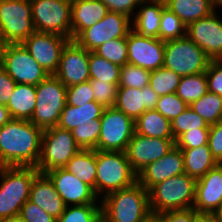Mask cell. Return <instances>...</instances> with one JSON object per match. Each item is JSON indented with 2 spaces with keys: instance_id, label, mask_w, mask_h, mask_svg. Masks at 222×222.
<instances>
[{
  "instance_id": "6da1fadb",
  "label": "cell",
  "mask_w": 222,
  "mask_h": 222,
  "mask_svg": "<svg viewBox=\"0 0 222 222\" xmlns=\"http://www.w3.org/2000/svg\"><path fill=\"white\" fill-rule=\"evenodd\" d=\"M43 130L31 121L11 119L0 127V157L6 166L36 167Z\"/></svg>"
},
{
  "instance_id": "7a4b0ae2",
  "label": "cell",
  "mask_w": 222,
  "mask_h": 222,
  "mask_svg": "<svg viewBox=\"0 0 222 222\" xmlns=\"http://www.w3.org/2000/svg\"><path fill=\"white\" fill-rule=\"evenodd\" d=\"M40 172L33 166H5L0 169V220L17 216L29 200L34 178Z\"/></svg>"
},
{
  "instance_id": "3957f363",
  "label": "cell",
  "mask_w": 222,
  "mask_h": 222,
  "mask_svg": "<svg viewBox=\"0 0 222 222\" xmlns=\"http://www.w3.org/2000/svg\"><path fill=\"white\" fill-rule=\"evenodd\" d=\"M136 182L137 173L125 152L96 150V195L100 200Z\"/></svg>"
},
{
  "instance_id": "277c9868",
  "label": "cell",
  "mask_w": 222,
  "mask_h": 222,
  "mask_svg": "<svg viewBox=\"0 0 222 222\" xmlns=\"http://www.w3.org/2000/svg\"><path fill=\"white\" fill-rule=\"evenodd\" d=\"M101 206L112 222H143L151 214L148 191L138 181L105 196Z\"/></svg>"
},
{
  "instance_id": "5b68a950",
  "label": "cell",
  "mask_w": 222,
  "mask_h": 222,
  "mask_svg": "<svg viewBox=\"0 0 222 222\" xmlns=\"http://www.w3.org/2000/svg\"><path fill=\"white\" fill-rule=\"evenodd\" d=\"M196 180L186 173L173 176L148 190L151 214L192 208L195 200Z\"/></svg>"
},
{
  "instance_id": "8992f818",
  "label": "cell",
  "mask_w": 222,
  "mask_h": 222,
  "mask_svg": "<svg viewBox=\"0 0 222 222\" xmlns=\"http://www.w3.org/2000/svg\"><path fill=\"white\" fill-rule=\"evenodd\" d=\"M67 87L54 75L36 85V105L31 122L42 130L58 125L66 104Z\"/></svg>"
},
{
  "instance_id": "52a82bcc",
  "label": "cell",
  "mask_w": 222,
  "mask_h": 222,
  "mask_svg": "<svg viewBox=\"0 0 222 222\" xmlns=\"http://www.w3.org/2000/svg\"><path fill=\"white\" fill-rule=\"evenodd\" d=\"M80 150L69 130L58 126L48 128L42 133L41 154L35 168L42 174L63 168Z\"/></svg>"
},
{
  "instance_id": "ba28073f",
  "label": "cell",
  "mask_w": 222,
  "mask_h": 222,
  "mask_svg": "<svg viewBox=\"0 0 222 222\" xmlns=\"http://www.w3.org/2000/svg\"><path fill=\"white\" fill-rule=\"evenodd\" d=\"M210 60L187 36L165 42L163 66L181 77L205 72Z\"/></svg>"
},
{
  "instance_id": "9c48e42d",
  "label": "cell",
  "mask_w": 222,
  "mask_h": 222,
  "mask_svg": "<svg viewBox=\"0 0 222 222\" xmlns=\"http://www.w3.org/2000/svg\"><path fill=\"white\" fill-rule=\"evenodd\" d=\"M30 3L36 31L71 39V0H30Z\"/></svg>"
},
{
  "instance_id": "30bf717a",
  "label": "cell",
  "mask_w": 222,
  "mask_h": 222,
  "mask_svg": "<svg viewBox=\"0 0 222 222\" xmlns=\"http://www.w3.org/2000/svg\"><path fill=\"white\" fill-rule=\"evenodd\" d=\"M35 31L30 0H0V32L10 44L23 43Z\"/></svg>"
},
{
  "instance_id": "8fae6325",
  "label": "cell",
  "mask_w": 222,
  "mask_h": 222,
  "mask_svg": "<svg viewBox=\"0 0 222 222\" xmlns=\"http://www.w3.org/2000/svg\"><path fill=\"white\" fill-rule=\"evenodd\" d=\"M100 121L97 150L125 152L135 133V121L114 106L104 109Z\"/></svg>"
},
{
  "instance_id": "7c38bea8",
  "label": "cell",
  "mask_w": 222,
  "mask_h": 222,
  "mask_svg": "<svg viewBox=\"0 0 222 222\" xmlns=\"http://www.w3.org/2000/svg\"><path fill=\"white\" fill-rule=\"evenodd\" d=\"M131 29L132 22L128 16L109 11L103 19L83 30L74 41L87 51L93 52L109 40L127 37Z\"/></svg>"
},
{
  "instance_id": "4fadbf2b",
  "label": "cell",
  "mask_w": 222,
  "mask_h": 222,
  "mask_svg": "<svg viewBox=\"0 0 222 222\" xmlns=\"http://www.w3.org/2000/svg\"><path fill=\"white\" fill-rule=\"evenodd\" d=\"M2 67L16 83L21 84L36 86L50 75L33 59L22 43L8 45Z\"/></svg>"
},
{
  "instance_id": "5bb4252c",
  "label": "cell",
  "mask_w": 222,
  "mask_h": 222,
  "mask_svg": "<svg viewBox=\"0 0 222 222\" xmlns=\"http://www.w3.org/2000/svg\"><path fill=\"white\" fill-rule=\"evenodd\" d=\"M70 40L58 34L35 31L22 44L39 65L54 74L63 48Z\"/></svg>"
},
{
  "instance_id": "9a60e30c",
  "label": "cell",
  "mask_w": 222,
  "mask_h": 222,
  "mask_svg": "<svg viewBox=\"0 0 222 222\" xmlns=\"http://www.w3.org/2000/svg\"><path fill=\"white\" fill-rule=\"evenodd\" d=\"M222 15L218 9L206 17L190 23L186 36L212 59H222Z\"/></svg>"
},
{
  "instance_id": "2e32d148",
  "label": "cell",
  "mask_w": 222,
  "mask_h": 222,
  "mask_svg": "<svg viewBox=\"0 0 222 222\" xmlns=\"http://www.w3.org/2000/svg\"><path fill=\"white\" fill-rule=\"evenodd\" d=\"M128 63L150 71L164 65L165 41L130 30L127 34Z\"/></svg>"
},
{
  "instance_id": "e0dca14e",
  "label": "cell",
  "mask_w": 222,
  "mask_h": 222,
  "mask_svg": "<svg viewBox=\"0 0 222 222\" xmlns=\"http://www.w3.org/2000/svg\"><path fill=\"white\" fill-rule=\"evenodd\" d=\"M175 146V139L152 138L134 133L125 150L132 169L138 174L148 164L165 156Z\"/></svg>"
},
{
  "instance_id": "ac0fdd59",
  "label": "cell",
  "mask_w": 222,
  "mask_h": 222,
  "mask_svg": "<svg viewBox=\"0 0 222 222\" xmlns=\"http://www.w3.org/2000/svg\"><path fill=\"white\" fill-rule=\"evenodd\" d=\"M54 75L66 87L89 81V51L70 40L63 48Z\"/></svg>"
},
{
  "instance_id": "d6986e66",
  "label": "cell",
  "mask_w": 222,
  "mask_h": 222,
  "mask_svg": "<svg viewBox=\"0 0 222 222\" xmlns=\"http://www.w3.org/2000/svg\"><path fill=\"white\" fill-rule=\"evenodd\" d=\"M45 174L53 182L66 206L101 203L91 186L64 168L52 169Z\"/></svg>"
},
{
  "instance_id": "ffe728a7",
  "label": "cell",
  "mask_w": 222,
  "mask_h": 222,
  "mask_svg": "<svg viewBox=\"0 0 222 222\" xmlns=\"http://www.w3.org/2000/svg\"><path fill=\"white\" fill-rule=\"evenodd\" d=\"M193 208L198 213H215L222 208V164L196 180Z\"/></svg>"
},
{
  "instance_id": "44dd1931",
  "label": "cell",
  "mask_w": 222,
  "mask_h": 222,
  "mask_svg": "<svg viewBox=\"0 0 222 222\" xmlns=\"http://www.w3.org/2000/svg\"><path fill=\"white\" fill-rule=\"evenodd\" d=\"M185 173L181 149L174 146L165 156L148 164L137 174V181L148 191L170 177Z\"/></svg>"
},
{
  "instance_id": "7402d4cb",
  "label": "cell",
  "mask_w": 222,
  "mask_h": 222,
  "mask_svg": "<svg viewBox=\"0 0 222 222\" xmlns=\"http://www.w3.org/2000/svg\"><path fill=\"white\" fill-rule=\"evenodd\" d=\"M158 99L149 85L142 89L118 87L114 107L135 121L146 110L156 109Z\"/></svg>"
},
{
  "instance_id": "603a6c76",
  "label": "cell",
  "mask_w": 222,
  "mask_h": 222,
  "mask_svg": "<svg viewBox=\"0 0 222 222\" xmlns=\"http://www.w3.org/2000/svg\"><path fill=\"white\" fill-rule=\"evenodd\" d=\"M29 200L56 220L66 207L53 182L46 174L42 173H39L32 182Z\"/></svg>"
},
{
  "instance_id": "cb8c5ba5",
  "label": "cell",
  "mask_w": 222,
  "mask_h": 222,
  "mask_svg": "<svg viewBox=\"0 0 222 222\" xmlns=\"http://www.w3.org/2000/svg\"><path fill=\"white\" fill-rule=\"evenodd\" d=\"M109 12L101 0H71V40Z\"/></svg>"
},
{
  "instance_id": "d4e9b609",
  "label": "cell",
  "mask_w": 222,
  "mask_h": 222,
  "mask_svg": "<svg viewBox=\"0 0 222 222\" xmlns=\"http://www.w3.org/2000/svg\"><path fill=\"white\" fill-rule=\"evenodd\" d=\"M165 6V3L156 1L139 4L131 20L132 30L143 36L159 38L161 14Z\"/></svg>"
},
{
  "instance_id": "484cf974",
  "label": "cell",
  "mask_w": 222,
  "mask_h": 222,
  "mask_svg": "<svg viewBox=\"0 0 222 222\" xmlns=\"http://www.w3.org/2000/svg\"><path fill=\"white\" fill-rule=\"evenodd\" d=\"M36 105V86L16 83L6 107L11 119L30 121Z\"/></svg>"
},
{
  "instance_id": "4316f807",
  "label": "cell",
  "mask_w": 222,
  "mask_h": 222,
  "mask_svg": "<svg viewBox=\"0 0 222 222\" xmlns=\"http://www.w3.org/2000/svg\"><path fill=\"white\" fill-rule=\"evenodd\" d=\"M104 109L105 107L96 101L80 107L65 104L57 126L71 131L80 124L94 123L95 119L101 118Z\"/></svg>"
},
{
  "instance_id": "83f0119b",
  "label": "cell",
  "mask_w": 222,
  "mask_h": 222,
  "mask_svg": "<svg viewBox=\"0 0 222 222\" xmlns=\"http://www.w3.org/2000/svg\"><path fill=\"white\" fill-rule=\"evenodd\" d=\"M181 151L185 173L195 180L202 178L219 164L212 156L208 144Z\"/></svg>"
},
{
  "instance_id": "f1b7e54d",
  "label": "cell",
  "mask_w": 222,
  "mask_h": 222,
  "mask_svg": "<svg viewBox=\"0 0 222 222\" xmlns=\"http://www.w3.org/2000/svg\"><path fill=\"white\" fill-rule=\"evenodd\" d=\"M165 5L182 20L186 27L217 9L214 0H168Z\"/></svg>"
},
{
  "instance_id": "f546056e",
  "label": "cell",
  "mask_w": 222,
  "mask_h": 222,
  "mask_svg": "<svg viewBox=\"0 0 222 222\" xmlns=\"http://www.w3.org/2000/svg\"><path fill=\"white\" fill-rule=\"evenodd\" d=\"M135 133L162 139H174L171 122L157 110H146L135 120Z\"/></svg>"
},
{
  "instance_id": "4dcf8cb0",
  "label": "cell",
  "mask_w": 222,
  "mask_h": 222,
  "mask_svg": "<svg viewBox=\"0 0 222 222\" xmlns=\"http://www.w3.org/2000/svg\"><path fill=\"white\" fill-rule=\"evenodd\" d=\"M63 168L91 186L96 193V150L81 149Z\"/></svg>"
},
{
  "instance_id": "1f68e13d",
  "label": "cell",
  "mask_w": 222,
  "mask_h": 222,
  "mask_svg": "<svg viewBox=\"0 0 222 222\" xmlns=\"http://www.w3.org/2000/svg\"><path fill=\"white\" fill-rule=\"evenodd\" d=\"M208 92L206 73L181 77L176 95L188 106Z\"/></svg>"
},
{
  "instance_id": "d6a6232c",
  "label": "cell",
  "mask_w": 222,
  "mask_h": 222,
  "mask_svg": "<svg viewBox=\"0 0 222 222\" xmlns=\"http://www.w3.org/2000/svg\"><path fill=\"white\" fill-rule=\"evenodd\" d=\"M189 107L200 115L209 126L222 121V96L207 92Z\"/></svg>"
},
{
  "instance_id": "836d02e7",
  "label": "cell",
  "mask_w": 222,
  "mask_h": 222,
  "mask_svg": "<svg viewBox=\"0 0 222 222\" xmlns=\"http://www.w3.org/2000/svg\"><path fill=\"white\" fill-rule=\"evenodd\" d=\"M120 66L113 64L94 52H89L90 80H99L107 83H118Z\"/></svg>"
},
{
  "instance_id": "e575fe53",
  "label": "cell",
  "mask_w": 222,
  "mask_h": 222,
  "mask_svg": "<svg viewBox=\"0 0 222 222\" xmlns=\"http://www.w3.org/2000/svg\"><path fill=\"white\" fill-rule=\"evenodd\" d=\"M181 76L164 66L151 71L149 86L157 93L163 96L176 93Z\"/></svg>"
},
{
  "instance_id": "d590c367",
  "label": "cell",
  "mask_w": 222,
  "mask_h": 222,
  "mask_svg": "<svg viewBox=\"0 0 222 222\" xmlns=\"http://www.w3.org/2000/svg\"><path fill=\"white\" fill-rule=\"evenodd\" d=\"M103 213L101 203L66 206L57 222H95Z\"/></svg>"
},
{
  "instance_id": "8d00e7d4",
  "label": "cell",
  "mask_w": 222,
  "mask_h": 222,
  "mask_svg": "<svg viewBox=\"0 0 222 222\" xmlns=\"http://www.w3.org/2000/svg\"><path fill=\"white\" fill-rule=\"evenodd\" d=\"M208 123L190 107L183 111L171 122V131L176 140L189 130H209Z\"/></svg>"
},
{
  "instance_id": "74e56055",
  "label": "cell",
  "mask_w": 222,
  "mask_h": 222,
  "mask_svg": "<svg viewBox=\"0 0 222 222\" xmlns=\"http://www.w3.org/2000/svg\"><path fill=\"white\" fill-rule=\"evenodd\" d=\"M186 25L166 6L162 9L159 39L169 41L186 36Z\"/></svg>"
},
{
  "instance_id": "f35d334b",
  "label": "cell",
  "mask_w": 222,
  "mask_h": 222,
  "mask_svg": "<svg viewBox=\"0 0 222 222\" xmlns=\"http://www.w3.org/2000/svg\"><path fill=\"white\" fill-rule=\"evenodd\" d=\"M93 52L120 67L128 63L126 37L109 40L100 45Z\"/></svg>"
},
{
  "instance_id": "ab89813d",
  "label": "cell",
  "mask_w": 222,
  "mask_h": 222,
  "mask_svg": "<svg viewBox=\"0 0 222 222\" xmlns=\"http://www.w3.org/2000/svg\"><path fill=\"white\" fill-rule=\"evenodd\" d=\"M70 132L81 149L97 150L101 121L100 119H95L94 123L80 124Z\"/></svg>"
},
{
  "instance_id": "60d3db41",
  "label": "cell",
  "mask_w": 222,
  "mask_h": 222,
  "mask_svg": "<svg viewBox=\"0 0 222 222\" xmlns=\"http://www.w3.org/2000/svg\"><path fill=\"white\" fill-rule=\"evenodd\" d=\"M151 71L126 63L120 68L118 87L142 89L149 85Z\"/></svg>"
},
{
  "instance_id": "b9f144b4",
  "label": "cell",
  "mask_w": 222,
  "mask_h": 222,
  "mask_svg": "<svg viewBox=\"0 0 222 222\" xmlns=\"http://www.w3.org/2000/svg\"><path fill=\"white\" fill-rule=\"evenodd\" d=\"M188 107L189 106L183 100H181L176 93H172L160 96L155 110L172 122Z\"/></svg>"
},
{
  "instance_id": "7bdbcfd3",
  "label": "cell",
  "mask_w": 222,
  "mask_h": 222,
  "mask_svg": "<svg viewBox=\"0 0 222 222\" xmlns=\"http://www.w3.org/2000/svg\"><path fill=\"white\" fill-rule=\"evenodd\" d=\"M95 101L105 108L113 107L116 101L118 83H107L99 80H89Z\"/></svg>"
},
{
  "instance_id": "ee69618b",
  "label": "cell",
  "mask_w": 222,
  "mask_h": 222,
  "mask_svg": "<svg viewBox=\"0 0 222 222\" xmlns=\"http://www.w3.org/2000/svg\"><path fill=\"white\" fill-rule=\"evenodd\" d=\"M91 101L95 98L89 81L67 87L66 104L80 107Z\"/></svg>"
},
{
  "instance_id": "f6af8a7d",
  "label": "cell",
  "mask_w": 222,
  "mask_h": 222,
  "mask_svg": "<svg viewBox=\"0 0 222 222\" xmlns=\"http://www.w3.org/2000/svg\"><path fill=\"white\" fill-rule=\"evenodd\" d=\"M208 139L209 130H189L175 140V146L179 149L196 148L207 145Z\"/></svg>"
},
{
  "instance_id": "bcb514c9",
  "label": "cell",
  "mask_w": 222,
  "mask_h": 222,
  "mask_svg": "<svg viewBox=\"0 0 222 222\" xmlns=\"http://www.w3.org/2000/svg\"><path fill=\"white\" fill-rule=\"evenodd\" d=\"M205 73L208 92L222 96V59L210 60Z\"/></svg>"
},
{
  "instance_id": "7dc6e473",
  "label": "cell",
  "mask_w": 222,
  "mask_h": 222,
  "mask_svg": "<svg viewBox=\"0 0 222 222\" xmlns=\"http://www.w3.org/2000/svg\"><path fill=\"white\" fill-rule=\"evenodd\" d=\"M19 216L26 222H57L54 217L30 200L26 201L21 207Z\"/></svg>"
},
{
  "instance_id": "c3c4849f",
  "label": "cell",
  "mask_w": 222,
  "mask_h": 222,
  "mask_svg": "<svg viewBox=\"0 0 222 222\" xmlns=\"http://www.w3.org/2000/svg\"><path fill=\"white\" fill-rule=\"evenodd\" d=\"M208 145L212 156L222 164V121L210 125Z\"/></svg>"
},
{
  "instance_id": "681fc988",
  "label": "cell",
  "mask_w": 222,
  "mask_h": 222,
  "mask_svg": "<svg viewBox=\"0 0 222 222\" xmlns=\"http://www.w3.org/2000/svg\"><path fill=\"white\" fill-rule=\"evenodd\" d=\"M101 2L109 11L126 15L131 20L139 6L135 0H101Z\"/></svg>"
},
{
  "instance_id": "f907efd6",
  "label": "cell",
  "mask_w": 222,
  "mask_h": 222,
  "mask_svg": "<svg viewBox=\"0 0 222 222\" xmlns=\"http://www.w3.org/2000/svg\"><path fill=\"white\" fill-rule=\"evenodd\" d=\"M197 211L192 207L188 209H178L166 211L158 214L161 222H193Z\"/></svg>"
},
{
  "instance_id": "816d5d0a",
  "label": "cell",
  "mask_w": 222,
  "mask_h": 222,
  "mask_svg": "<svg viewBox=\"0 0 222 222\" xmlns=\"http://www.w3.org/2000/svg\"><path fill=\"white\" fill-rule=\"evenodd\" d=\"M16 82L7 74L2 66H0V103L7 105L13 94Z\"/></svg>"
},
{
  "instance_id": "f5cc1de1",
  "label": "cell",
  "mask_w": 222,
  "mask_h": 222,
  "mask_svg": "<svg viewBox=\"0 0 222 222\" xmlns=\"http://www.w3.org/2000/svg\"><path fill=\"white\" fill-rule=\"evenodd\" d=\"M193 222H218L214 213H196Z\"/></svg>"
},
{
  "instance_id": "db71d44e",
  "label": "cell",
  "mask_w": 222,
  "mask_h": 222,
  "mask_svg": "<svg viewBox=\"0 0 222 222\" xmlns=\"http://www.w3.org/2000/svg\"><path fill=\"white\" fill-rule=\"evenodd\" d=\"M11 120L8 108L6 105L0 103V127Z\"/></svg>"
},
{
  "instance_id": "11a10c76",
  "label": "cell",
  "mask_w": 222,
  "mask_h": 222,
  "mask_svg": "<svg viewBox=\"0 0 222 222\" xmlns=\"http://www.w3.org/2000/svg\"><path fill=\"white\" fill-rule=\"evenodd\" d=\"M10 43L0 32V66H2L3 59Z\"/></svg>"
},
{
  "instance_id": "9f6ffc18",
  "label": "cell",
  "mask_w": 222,
  "mask_h": 222,
  "mask_svg": "<svg viewBox=\"0 0 222 222\" xmlns=\"http://www.w3.org/2000/svg\"><path fill=\"white\" fill-rule=\"evenodd\" d=\"M0 222H26L24 219H22L19 215L13 216L10 218L2 219Z\"/></svg>"
},
{
  "instance_id": "6f0895ef",
  "label": "cell",
  "mask_w": 222,
  "mask_h": 222,
  "mask_svg": "<svg viewBox=\"0 0 222 222\" xmlns=\"http://www.w3.org/2000/svg\"><path fill=\"white\" fill-rule=\"evenodd\" d=\"M143 222H161V220L158 215L150 214Z\"/></svg>"
},
{
  "instance_id": "680465c9",
  "label": "cell",
  "mask_w": 222,
  "mask_h": 222,
  "mask_svg": "<svg viewBox=\"0 0 222 222\" xmlns=\"http://www.w3.org/2000/svg\"><path fill=\"white\" fill-rule=\"evenodd\" d=\"M95 222H112L103 213L95 220Z\"/></svg>"
},
{
  "instance_id": "91938a15",
  "label": "cell",
  "mask_w": 222,
  "mask_h": 222,
  "mask_svg": "<svg viewBox=\"0 0 222 222\" xmlns=\"http://www.w3.org/2000/svg\"><path fill=\"white\" fill-rule=\"evenodd\" d=\"M214 214H215V216L217 218V221L218 222H222V208L219 209L218 211H216Z\"/></svg>"
},
{
  "instance_id": "94428289",
  "label": "cell",
  "mask_w": 222,
  "mask_h": 222,
  "mask_svg": "<svg viewBox=\"0 0 222 222\" xmlns=\"http://www.w3.org/2000/svg\"><path fill=\"white\" fill-rule=\"evenodd\" d=\"M214 1H215L216 8L222 9V0H214Z\"/></svg>"
},
{
  "instance_id": "6125c7cd",
  "label": "cell",
  "mask_w": 222,
  "mask_h": 222,
  "mask_svg": "<svg viewBox=\"0 0 222 222\" xmlns=\"http://www.w3.org/2000/svg\"><path fill=\"white\" fill-rule=\"evenodd\" d=\"M6 165L3 163V161L1 160V157H0V169L1 168H4Z\"/></svg>"
},
{
  "instance_id": "be15d7a7",
  "label": "cell",
  "mask_w": 222,
  "mask_h": 222,
  "mask_svg": "<svg viewBox=\"0 0 222 222\" xmlns=\"http://www.w3.org/2000/svg\"><path fill=\"white\" fill-rule=\"evenodd\" d=\"M149 1H156V2L166 3L168 0H149Z\"/></svg>"
},
{
  "instance_id": "e7e4bbea",
  "label": "cell",
  "mask_w": 222,
  "mask_h": 222,
  "mask_svg": "<svg viewBox=\"0 0 222 222\" xmlns=\"http://www.w3.org/2000/svg\"><path fill=\"white\" fill-rule=\"evenodd\" d=\"M138 4H141V3H143V2H147V1H149V0H135Z\"/></svg>"
}]
</instances>
